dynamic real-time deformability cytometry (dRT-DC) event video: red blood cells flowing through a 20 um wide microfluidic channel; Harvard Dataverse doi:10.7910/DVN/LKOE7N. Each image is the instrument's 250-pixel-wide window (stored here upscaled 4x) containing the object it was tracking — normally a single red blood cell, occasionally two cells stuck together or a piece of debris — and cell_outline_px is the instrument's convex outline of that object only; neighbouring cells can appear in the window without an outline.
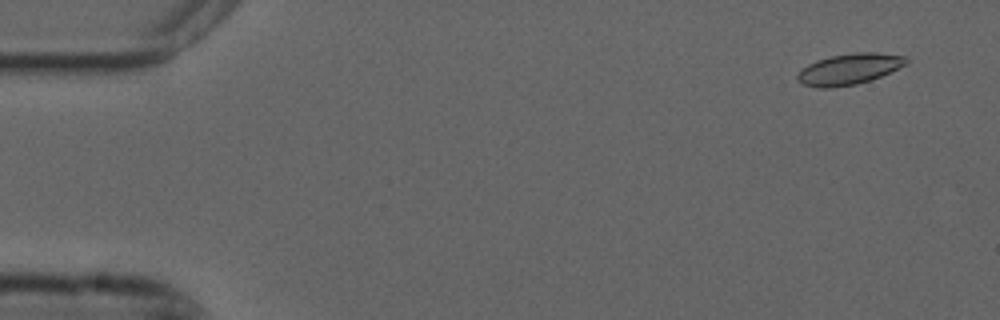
{"species": "common noctule bat (a hibernating species)", "species_latin": "Nyctalus noctula", "temperature_condition": "cold", "stored_images_in_passage": 55, "camera_frame_rate_fps": 3000, "um_per_image_px": 0.085, "animal": {"sex": "male", "forearm_length_mm": 52.5}, "frame": {"image": 1, "passage_image": 4, "time_ms": 1.0, "image_size_px": [1000, 320], "cell_outline_px": [[908, 64], [880, 76], [856, 84], [832, 88], [820, 88], [804, 84], [796, 80], [796, 76], [808, 64], [816, 60], [832, 56], [852, 52], [876, 52], [908, 56]], "centroid_in_image_um": [72.21, 5.86], "position_along_channel_um": 12.8, "area_um2": 19.59}}
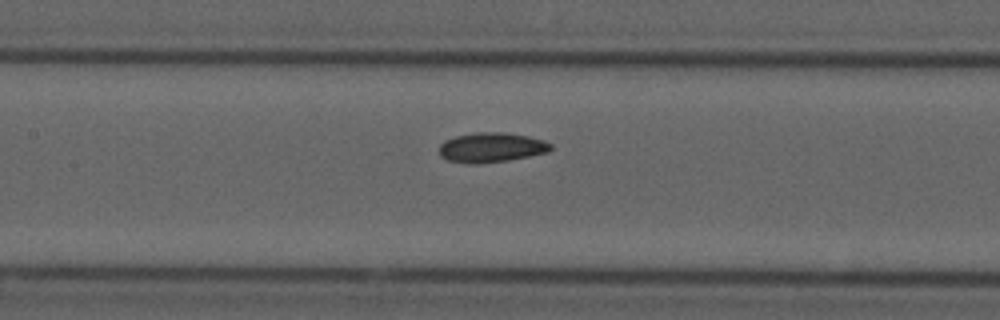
{"frame": {"image": 2, "passage_image": 26, "time_ms": 8.333, "image_size_px": [1000, 320], "cell_outline_px": [[552, 148], [548, 152], [508, 160], [480, 164], [472, 164], [448, 160], [440, 156], [440, 144], [444, 140], [456, 136], [476, 132], [504, 132], [528, 136], [544, 140], [552, 144]], "centroid_in_image_um": [41.77, 12.53], "position_along_channel_um": 165.6, "area_um2": 19.36}}
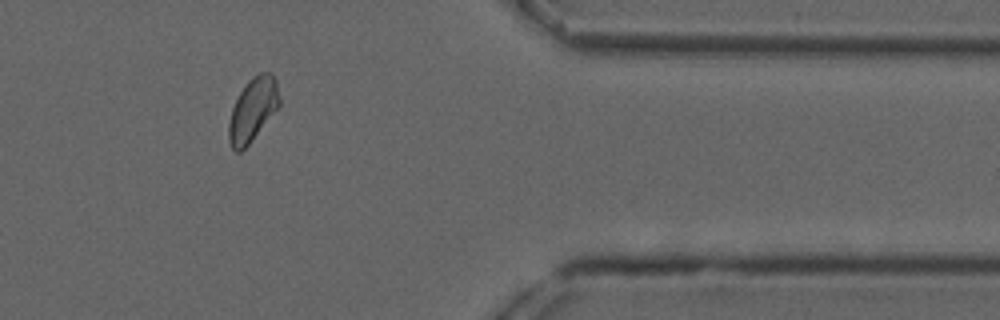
{"frame": {"image": 3, "passage_image": 46, "time_ms": 15.0, "image_size_px": [1000, 320], "cell_outline_px": [[280, 104], [248, 144], [240, 152], [236, 152], [232, 148], [228, 140], [228, 124], [232, 108], [240, 92], [248, 80], [252, 76], [260, 72], [272, 72], [276, 80], [280, 100]], "centroid_in_image_um": [21.47, 9.29], "position_along_channel_um": 389.9, "area_um2": 18.44}, "authors_computed_cell_mechanics": {"area_um2": 19.074, "velocity_mm_per_s": 3.7116, "shape_relaxation_time_tau1_ms": null, "shape_relaxation_time_tau2_ms": 9.9581, "deformation_change_tau1": null, "deformation_change_tau2": 0.1307}}